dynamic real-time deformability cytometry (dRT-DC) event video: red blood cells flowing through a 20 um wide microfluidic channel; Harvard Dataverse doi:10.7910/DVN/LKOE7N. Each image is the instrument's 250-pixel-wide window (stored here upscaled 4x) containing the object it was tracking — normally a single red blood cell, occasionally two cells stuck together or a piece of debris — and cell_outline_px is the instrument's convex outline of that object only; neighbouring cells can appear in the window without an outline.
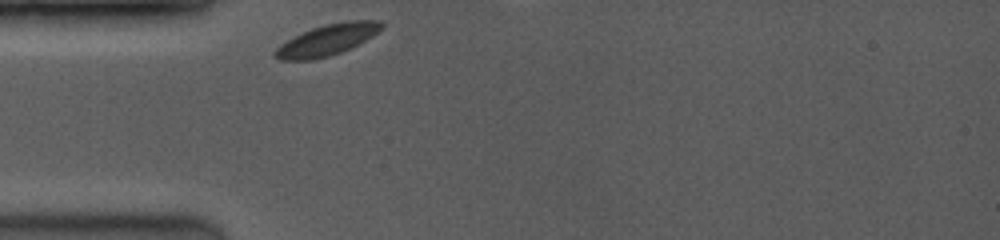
{"species": "common noctule bat (a hibernating species)", "species_latin": "Nyctalus noctula", "temperature_condition": "room temperature", "stored_images_in_passage": 6, "camera_frame_rate_fps": 3500, "um_per_image_px": 0.085, "animal": {"sex": "female", "body_mass_g": 19.0, "forearm_length_mm": 53.3}, "frame": {"image": 1, "passage_image": 1, "time_ms": 0.0, "image_size_px": [1000, 240], "cell_outline_px": [[384, 28], [372, 36], [340, 52], [328, 56], [312, 60], [280, 60], [272, 56], [272, 52], [280, 44], [312, 28], [344, 20], [380, 20], [384, 24]], "centroid_in_image_um": [27.8, 3.39], "position_along_channel_um": 57.2, "area_um2": 19.07}}